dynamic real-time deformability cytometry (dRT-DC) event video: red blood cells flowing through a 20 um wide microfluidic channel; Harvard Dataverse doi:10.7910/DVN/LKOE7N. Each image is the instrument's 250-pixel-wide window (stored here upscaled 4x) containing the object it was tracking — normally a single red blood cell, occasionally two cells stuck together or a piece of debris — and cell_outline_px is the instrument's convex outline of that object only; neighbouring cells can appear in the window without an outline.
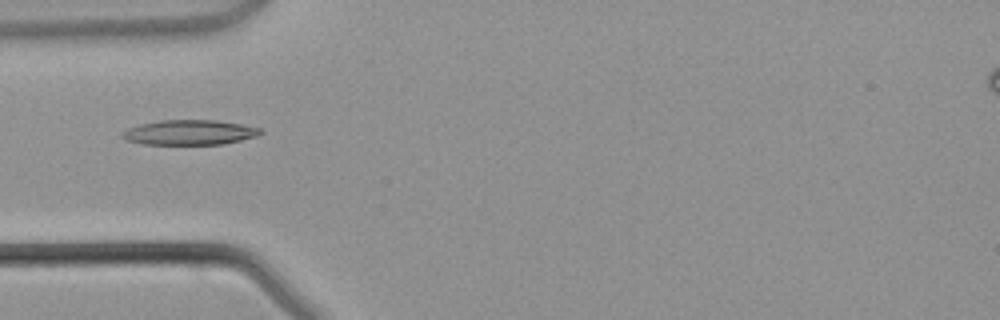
{"species": "common noctule bat (a hibernating species)", "species_latin": "Nyctalus noctula", "temperature_condition": "warm", "stored_images_in_passage": 32, "camera_frame_rate_fps": 3000, "um_per_image_px": 0.085, "animal": {"sex": "male", "body_mass_g": 21.5, "forearm_length_mm": 52.0}, "frame": {"image": 1, "passage_image": 1, "time_ms": 0.0, "image_size_px": [1000, 320], "cell_outline_px": [[264, 132], [256, 136], [224, 144], [144, 144], [124, 140], [120, 136], [128, 128], [140, 124], [160, 120], [216, 120], [240, 124], [260, 128]], "centroid_in_image_um": [16.09, 11.25], "position_along_channel_um": 68.9, "area_um2": 20.0}}
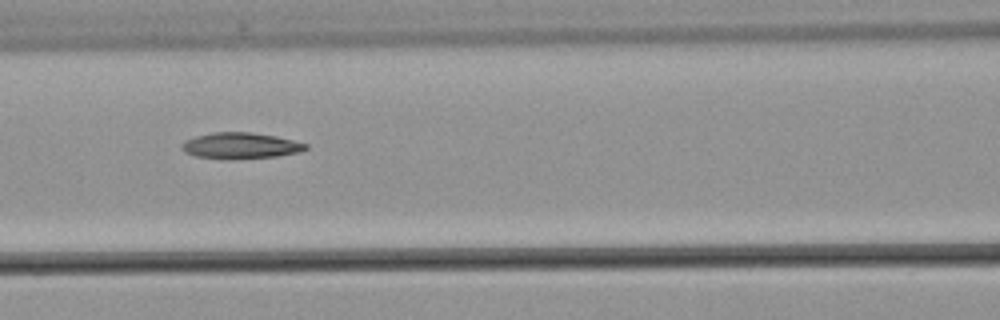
{"frame": {"image": 2, "passage_image": 6, "time_ms": 1.667, "image_size_px": [1000, 320], "cell_outline_px": [[308, 148], [300, 152], [276, 156], [196, 156], [184, 152], [180, 148], [180, 144], [184, 140], [196, 136], [212, 132], [248, 132], [276, 136], [308, 144]], "centroid_in_image_um": [20.44, 12.32], "position_along_channel_um": 146.2, "area_um2": 17.86}}
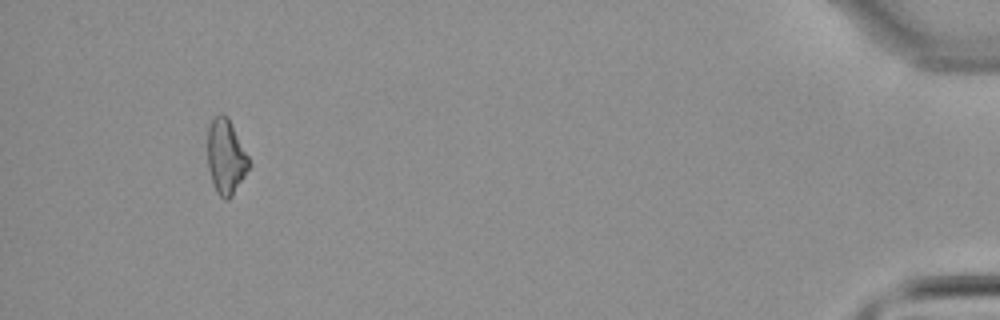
{"frame": {"image": 3, "passage_image": 29, "time_ms": 9.333, "image_size_px": [1000, 320], "cell_outline_px": [[252, 164], [232, 196], [228, 200], [224, 200], [216, 192], [212, 184], [208, 168], [208, 128], [212, 120], [220, 112], [224, 112], [228, 116]], "centroid_in_image_um": [19.2, 13.33], "position_along_channel_um": 416.0, "area_um2": 18.26}}